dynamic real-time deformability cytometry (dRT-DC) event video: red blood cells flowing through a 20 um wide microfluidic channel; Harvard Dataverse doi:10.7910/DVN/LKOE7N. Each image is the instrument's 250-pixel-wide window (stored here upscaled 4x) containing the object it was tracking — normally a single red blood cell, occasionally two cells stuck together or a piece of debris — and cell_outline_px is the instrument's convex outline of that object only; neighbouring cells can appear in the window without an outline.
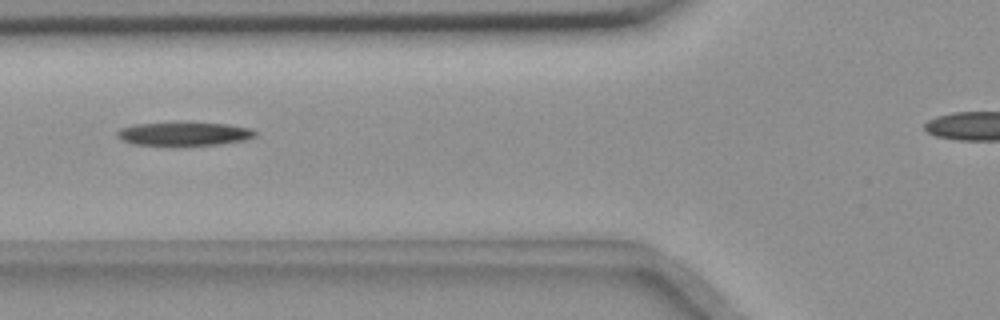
{"species": "common noctule bat (a hibernating species)", "species_latin": "Nyctalus noctula", "temperature_condition": "room temperature", "stored_images_in_passage": 7, "segment_of_instrument_passage": [1, 2], "camera_frame_rate_fps": 3000, "um_per_image_px": 0.085, "animal": {"sex": "female", "body_mass_g": 18.4}, "frame": {"image": 1, "passage_image": 5, "time_ms": 4.667, "image_size_px": [1000, 320], "cell_outline_px": [[256, 136], [244, 140], [220, 144], [184, 148], [172, 148], [132, 144], [116, 136], [116, 132], [120, 128], [136, 124], [228, 124], [252, 128], [256, 132]], "centroid_in_image_um": [15.63, 11.45], "position_along_channel_um": 110.2, "area_um2": 19.42}}
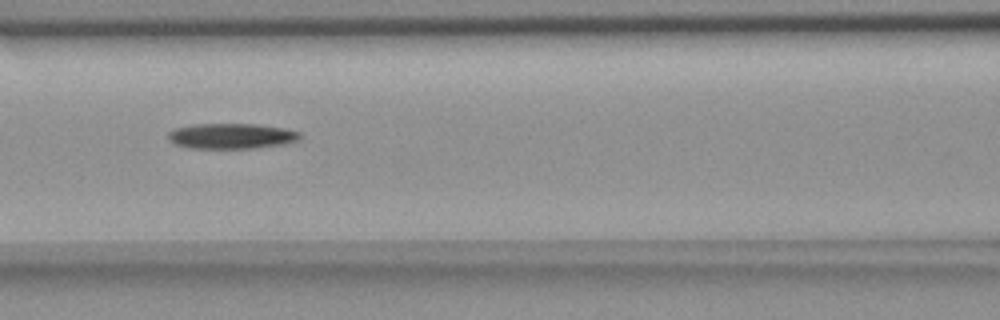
{"frame": {"image": 2, "passage_image": 6, "time_ms": 5.667, "image_size_px": [1000, 320], "cell_outline_px": [[300, 140], [284, 144], [256, 148], [188, 148], [176, 144], [168, 140], [168, 132], [176, 128], [192, 124], [256, 124], [284, 128], [300, 132]], "centroid_in_image_um": [19.67, 11.56], "position_along_channel_um": 146.9, "area_um2": 19.59}}